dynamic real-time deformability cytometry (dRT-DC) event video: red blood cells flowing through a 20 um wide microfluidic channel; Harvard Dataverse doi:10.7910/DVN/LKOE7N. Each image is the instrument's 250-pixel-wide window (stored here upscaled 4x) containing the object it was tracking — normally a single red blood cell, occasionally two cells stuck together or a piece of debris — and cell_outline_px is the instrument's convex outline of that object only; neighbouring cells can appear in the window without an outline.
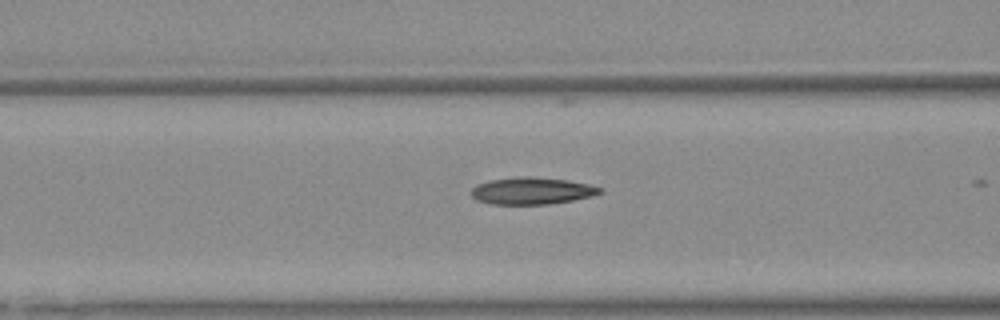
{"species": "Egyptian fruit bat (a non-hibernating species)", "species_latin": "Rousettus aegyptiacus", "temperature_condition": "warm", "stored_images_in_passage": 10, "camera_frame_rate_fps": 3000, "um_per_image_px": 0.085, "animal": {"sex": "female"}, "frame": {"image": 1, "passage_image": 6, "time_ms": 1.667, "image_size_px": [1000, 320], "cell_outline_px": [[604, 192], [592, 196], [572, 200], [548, 204], [492, 204], [476, 200], [472, 196], [472, 188], [476, 184], [488, 180], [516, 176], [532, 176], [568, 180], [588, 184], [604, 188]], "centroid_in_image_um": [45.21, 16.21], "position_along_channel_um": 121.4, "area_um2": 20.46}}
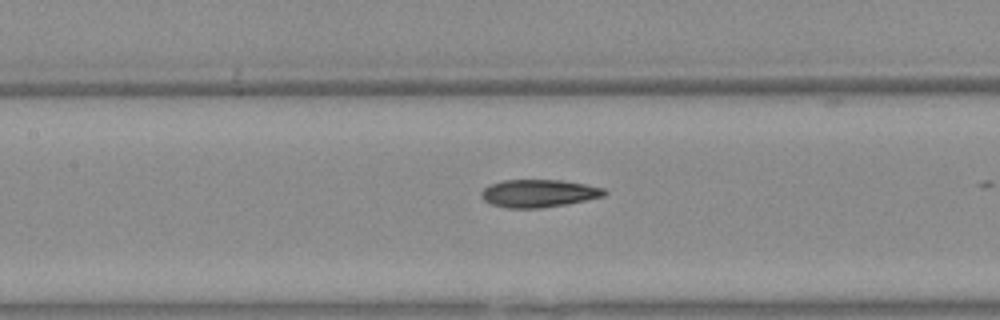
{"frame": {"image": 2, "passage_image": 9, "time_ms": 2.667, "image_size_px": [1000, 320], "cell_outline_px": [[608, 192], [604, 196], [564, 204], [536, 208], [508, 208], [492, 204], [484, 200], [480, 196], [480, 192], [484, 188], [492, 184], [504, 180], [560, 180], [584, 184], [604, 188]], "centroid_in_image_um": [45.77, 16.43], "position_along_channel_um": 161.6, "area_um2": 19.59}}